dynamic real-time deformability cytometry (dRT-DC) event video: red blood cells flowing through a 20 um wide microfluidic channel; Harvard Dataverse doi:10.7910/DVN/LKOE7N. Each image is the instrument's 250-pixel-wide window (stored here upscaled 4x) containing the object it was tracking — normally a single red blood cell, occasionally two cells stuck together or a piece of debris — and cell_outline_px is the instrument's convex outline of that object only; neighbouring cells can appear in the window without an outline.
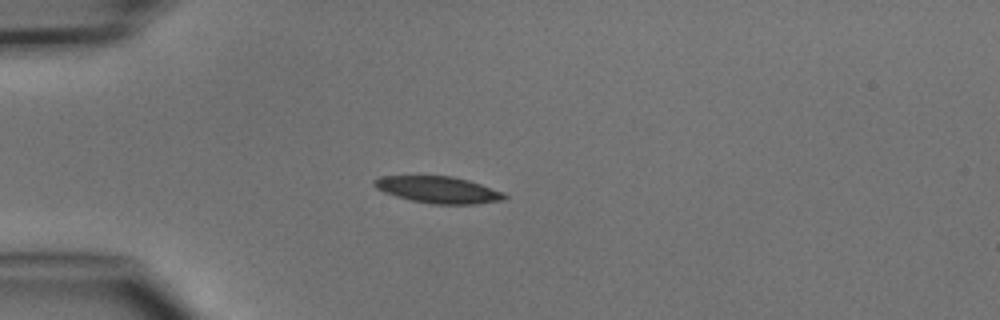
{"species": "common noctule bat (a hibernating species)", "species_latin": "Nyctalus noctula", "temperature_condition": "cold", "stored_images_in_passage": 5, "camera_frame_rate_fps": 3000, "um_per_image_px": 0.085, "animal": {"sex": "male", "body_mass_g": 15.6}, "frame": {"image": 1, "passage_image": 4, "time_ms": 3.333, "image_size_px": [1000, 320], "cell_outline_px": [[508, 196], [504, 200], [476, 204], [432, 204], [412, 200], [396, 196], [384, 192], [376, 188], [372, 184], [372, 180], [380, 176], [452, 176], [468, 180], [504, 192]], "centroid_in_image_um": [37.25, 16.13], "position_along_channel_um": 47.8, "area_um2": 20.29}}